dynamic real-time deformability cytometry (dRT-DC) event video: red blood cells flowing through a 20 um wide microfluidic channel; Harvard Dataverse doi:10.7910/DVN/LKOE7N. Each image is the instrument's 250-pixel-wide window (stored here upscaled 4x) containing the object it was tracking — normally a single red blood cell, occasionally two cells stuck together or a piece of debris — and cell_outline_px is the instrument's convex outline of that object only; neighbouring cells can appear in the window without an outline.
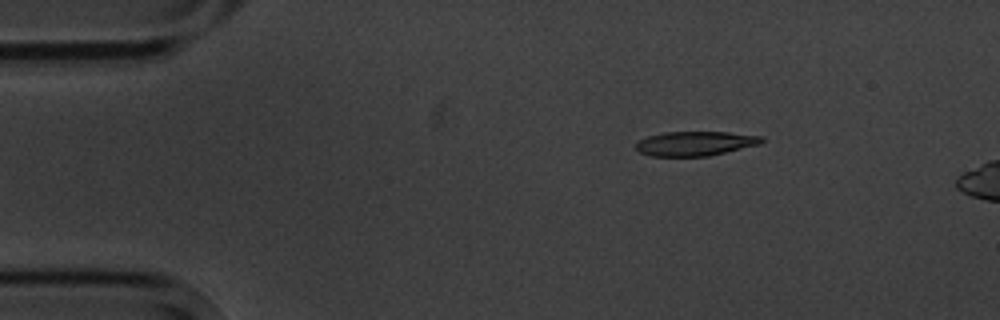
{"species": "common noctule bat (a hibernating species)", "species_latin": "Nyctalus noctula", "temperature_condition": "cold", "stored_images_in_passage": 3, "camera_frame_rate_fps": 3000, "um_per_image_px": 0.085, "animal": {"sex": "male", "body_mass_g": 20.1, "forearm_length_mm": 53.5}, "frame": {"image": 1, "passage_image": 1, "time_ms": 0.0, "image_size_px": [1000, 320], "cell_outline_px": [[764, 140], [760, 144], [708, 156], [652, 156], [640, 152], [636, 148], [636, 144], [640, 140], [648, 136], [664, 132], [728, 132], [764, 136]], "centroid_in_image_um": [59.12, 12.19], "position_along_channel_um": 25.9, "area_um2": 17.8}}